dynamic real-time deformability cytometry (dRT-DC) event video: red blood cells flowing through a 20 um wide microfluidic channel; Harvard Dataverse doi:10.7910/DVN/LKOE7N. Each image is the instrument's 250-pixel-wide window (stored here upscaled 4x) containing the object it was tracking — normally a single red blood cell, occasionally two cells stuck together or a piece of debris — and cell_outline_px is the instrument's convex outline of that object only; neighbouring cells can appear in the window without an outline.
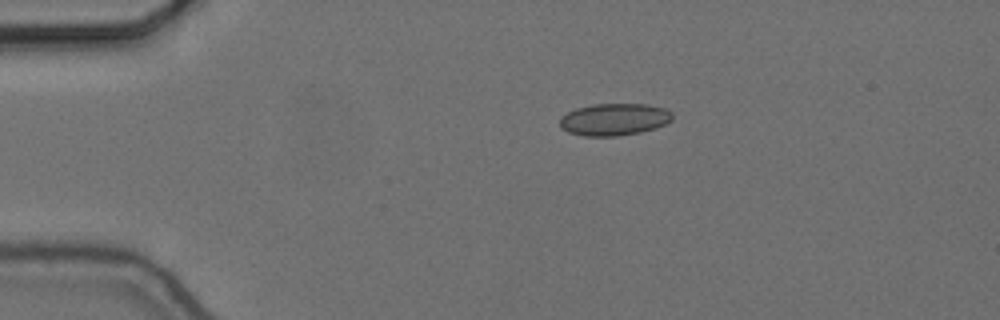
{"species": "common noctule bat (a hibernating species)", "species_latin": "Nyctalus noctula", "temperature_condition": "cold", "stored_images_in_passage": 29, "camera_frame_rate_fps": 3000, "um_per_image_px": 0.085, "animal": {"sex": "female", "body_mass_g": 24.6, "forearm_length_mm": 56.2}, "frame": {"image": 1, "passage_image": 1, "time_ms": 0.0, "image_size_px": [1000, 320], "cell_outline_px": [[672, 120], [656, 128], [640, 132], [616, 136], [584, 136], [568, 132], [560, 124], [560, 116], [576, 108], [592, 104], [644, 104], [664, 108], [672, 112]], "centroid_in_image_um": [52.2, 10.15], "position_along_channel_um": 32.8, "area_um2": 20.98}}
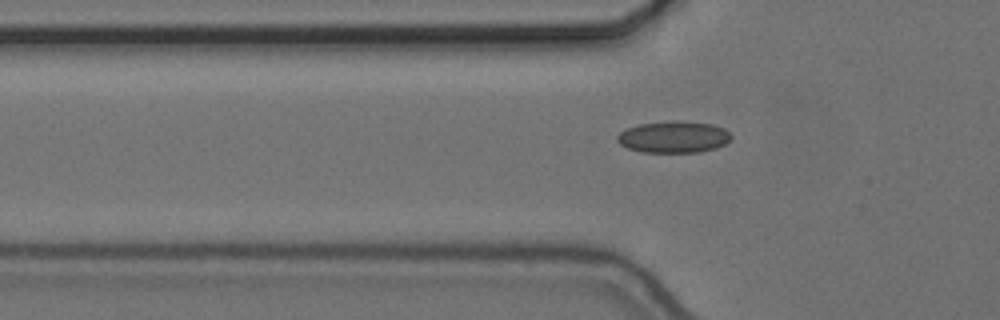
{"frame": {"image": 2, "passage_image": 8, "time_ms": 2.333, "image_size_px": [1000, 320], "cell_outline_px": [[732, 140], [716, 148], [700, 152], [640, 152], [628, 148], [620, 144], [616, 140], [616, 136], [620, 132], [628, 128], [640, 124], [672, 120], [680, 120], [712, 124], [724, 128], [732, 136]], "centroid_in_image_um": [57.27, 11.64], "position_along_channel_um": 68.5, "area_um2": 21.21}}
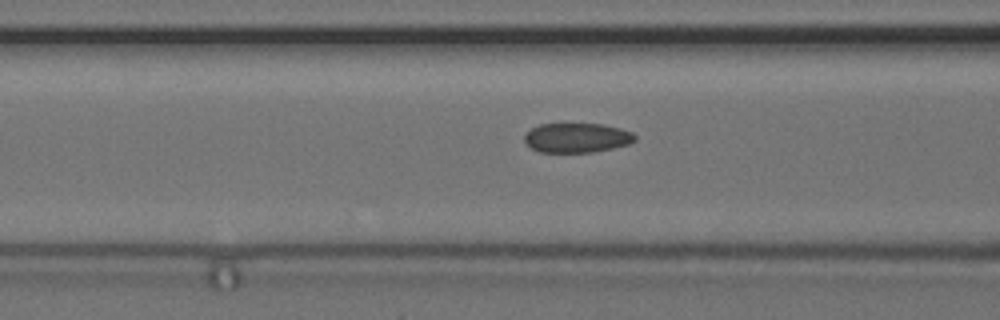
{"frame": {"image": 3, "passage_image": 12, "time_ms": 3.667, "image_size_px": [1000, 320], "cell_outline_px": [[636, 140], [628, 144], [612, 148], [592, 152], [540, 152], [532, 148], [524, 140], [524, 136], [532, 128], [540, 124], [604, 124], [620, 128], [632, 132], [636, 136]], "centroid_in_image_um": [49.05, 11.71], "position_along_channel_um": 117.5, "area_um2": 18.9}}